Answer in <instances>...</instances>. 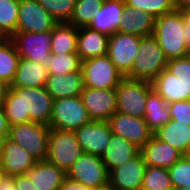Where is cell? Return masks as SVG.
<instances>
[{
  "label": "cell",
  "mask_w": 190,
  "mask_h": 190,
  "mask_svg": "<svg viewBox=\"0 0 190 190\" xmlns=\"http://www.w3.org/2000/svg\"><path fill=\"white\" fill-rule=\"evenodd\" d=\"M53 100L45 87H9L3 109L10 126L29 121L49 126Z\"/></svg>",
  "instance_id": "obj_1"
},
{
  "label": "cell",
  "mask_w": 190,
  "mask_h": 190,
  "mask_svg": "<svg viewBox=\"0 0 190 190\" xmlns=\"http://www.w3.org/2000/svg\"><path fill=\"white\" fill-rule=\"evenodd\" d=\"M153 36L168 60L188 56L190 50L185 44L187 22L181 11L175 9L155 18Z\"/></svg>",
  "instance_id": "obj_2"
},
{
  "label": "cell",
  "mask_w": 190,
  "mask_h": 190,
  "mask_svg": "<svg viewBox=\"0 0 190 190\" xmlns=\"http://www.w3.org/2000/svg\"><path fill=\"white\" fill-rule=\"evenodd\" d=\"M168 59L153 35L144 36L131 72L126 76L132 80L152 82L167 66Z\"/></svg>",
  "instance_id": "obj_3"
},
{
  "label": "cell",
  "mask_w": 190,
  "mask_h": 190,
  "mask_svg": "<svg viewBox=\"0 0 190 190\" xmlns=\"http://www.w3.org/2000/svg\"><path fill=\"white\" fill-rule=\"evenodd\" d=\"M49 130L46 124L29 121L11 125L8 138L41 161L48 156Z\"/></svg>",
  "instance_id": "obj_4"
},
{
  "label": "cell",
  "mask_w": 190,
  "mask_h": 190,
  "mask_svg": "<svg viewBox=\"0 0 190 190\" xmlns=\"http://www.w3.org/2000/svg\"><path fill=\"white\" fill-rule=\"evenodd\" d=\"M83 153L74 131L50 128L46 160L67 172Z\"/></svg>",
  "instance_id": "obj_5"
},
{
  "label": "cell",
  "mask_w": 190,
  "mask_h": 190,
  "mask_svg": "<svg viewBox=\"0 0 190 190\" xmlns=\"http://www.w3.org/2000/svg\"><path fill=\"white\" fill-rule=\"evenodd\" d=\"M152 89V84L149 81L132 80L125 77L115 88L117 95L116 112L144 118L148 93Z\"/></svg>",
  "instance_id": "obj_6"
},
{
  "label": "cell",
  "mask_w": 190,
  "mask_h": 190,
  "mask_svg": "<svg viewBox=\"0 0 190 190\" xmlns=\"http://www.w3.org/2000/svg\"><path fill=\"white\" fill-rule=\"evenodd\" d=\"M91 121L81 96L53 100L50 128L74 131Z\"/></svg>",
  "instance_id": "obj_7"
},
{
  "label": "cell",
  "mask_w": 190,
  "mask_h": 190,
  "mask_svg": "<svg viewBox=\"0 0 190 190\" xmlns=\"http://www.w3.org/2000/svg\"><path fill=\"white\" fill-rule=\"evenodd\" d=\"M84 87L112 89L125 78L108 55L88 58L82 61Z\"/></svg>",
  "instance_id": "obj_8"
},
{
  "label": "cell",
  "mask_w": 190,
  "mask_h": 190,
  "mask_svg": "<svg viewBox=\"0 0 190 190\" xmlns=\"http://www.w3.org/2000/svg\"><path fill=\"white\" fill-rule=\"evenodd\" d=\"M69 177L91 189L109 183V172L100 156L83 153L66 172Z\"/></svg>",
  "instance_id": "obj_9"
},
{
  "label": "cell",
  "mask_w": 190,
  "mask_h": 190,
  "mask_svg": "<svg viewBox=\"0 0 190 190\" xmlns=\"http://www.w3.org/2000/svg\"><path fill=\"white\" fill-rule=\"evenodd\" d=\"M141 38L134 34L118 31L109 35L107 55L125 77L132 70Z\"/></svg>",
  "instance_id": "obj_10"
},
{
  "label": "cell",
  "mask_w": 190,
  "mask_h": 190,
  "mask_svg": "<svg viewBox=\"0 0 190 190\" xmlns=\"http://www.w3.org/2000/svg\"><path fill=\"white\" fill-rule=\"evenodd\" d=\"M10 38L21 58L43 64L51 55V31L15 32Z\"/></svg>",
  "instance_id": "obj_11"
},
{
  "label": "cell",
  "mask_w": 190,
  "mask_h": 190,
  "mask_svg": "<svg viewBox=\"0 0 190 190\" xmlns=\"http://www.w3.org/2000/svg\"><path fill=\"white\" fill-rule=\"evenodd\" d=\"M80 96L92 121H108L116 113L117 95L115 88L84 87Z\"/></svg>",
  "instance_id": "obj_12"
},
{
  "label": "cell",
  "mask_w": 190,
  "mask_h": 190,
  "mask_svg": "<svg viewBox=\"0 0 190 190\" xmlns=\"http://www.w3.org/2000/svg\"><path fill=\"white\" fill-rule=\"evenodd\" d=\"M56 24L37 0H20L17 32H48L52 31Z\"/></svg>",
  "instance_id": "obj_13"
},
{
  "label": "cell",
  "mask_w": 190,
  "mask_h": 190,
  "mask_svg": "<svg viewBox=\"0 0 190 190\" xmlns=\"http://www.w3.org/2000/svg\"><path fill=\"white\" fill-rule=\"evenodd\" d=\"M107 122L112 133L130 141L140 149L153 136V133L147 128L144 118L116 112Z\"/></svg>",
  "instance_id": "obj_14"
},
{
  "label": "cell",
  "mask_w": 190,
  "mask_h": 190,
  "mask_svg": "<svg viewBox=\"0 0 190 190\" xmlns=\"http://www.w3.org/2000/svg\"><path fill=\"white\" fill-rule=\"evenodd\" d=\"M84 153L102 156L109 143L112 131L107 121H91L74 130Z\"/></svg>",
  "instance_id": "obj_15"
},
{
  "label": "cell",
  "mask_w": 190,
  "mask_h": 190,
  "mask_svg": "<svg viewBox=\"0 0 190 190\" xmlns=\"http://www.w3.org/2000/svg\"><path fill=\"white\" fill-rule=\"evenodd\" d=\"M146 163L141 152L109 172V185L115 190H141Z\"/></svg>",
  "instance_id": "obj_16"
},
{
  "label": "cell",
  "mask_w": 190,
  "mask_h": 190,
  "mask_svg": "<svg viewBox=\"0 0 190 190\" xmlns=\"http://www.w3.org/2000/svg\"><path fill=\"white\" fill-rule=\"evenodd\" d=\"M0 160L3 174L9 176L26 174L37 162L31 154L8 137L4 139Z\"/></svg>",
  "instance_id": "obj_17"
},
{
  "label": "cell",
  "mask_w": 190,
  "mask_h": 190,
  "mask_svg": "<svg viewBox=\"0 0 190 190\" xmlns=\"http://www.w3.org/2000/svg\"><path fill=\"white\" fill-rule=\"evenodd\" d=\"M124 6V0H105L87 27L112 35L118 31L122 23Z\"/></svg>",
  "instance_id": "obj_18"
},
{
  "label": "cell",
  "mask_w": 190,
  "mask_h": 190,
  "mask_svg": "<svg viewBox=\"0 0 190 190\" xmlns=\"http://www.w3.org/2000/svg\"><path fill=\"white\" fill-rule=\"evenodd\" d=\"M152 88L166 101L190 100V82L170 73L166 68L151 82Z\"/></svg>",
  "instance_id": "obj_19"
},
{
  "label": "cell",
  "mask_w": 190,
  "mask_h": 190,
  "mask_svg": "<svg viewBox=\"0 0 190 190\" xmlns=\"http://www.w3.org/2000/svg\"><path fill=\"white\" fill-rule=\"evenodd\" d=\"M141 154L146 165L167 169L183 156L179 150L154 135L141 148Z\"/></svg>",
  "instance_id": "obj_20"
},
{
  "label": "cell",
  "mask_w": 190,
  "mask_h": 190,
  "mask_svg": "<svg viewBox=\"0 0 190 190\" xmlns=\"http://www.w3.org/2000/svg\"><path fill=\"white\" fill-rule=\"evenodd\" d=\"M45 88L54 100L80 96L84 89L83 72L78 70L65 75L49 74Z\"/></svg>",
  "instance_id": "obj_21"
},
{
  "label": "cell",
  "mask_w": 190,
  "mask_h": 190,
  "mask_svg": "<svg viewBox=\"0 0 190 190\" xmlns=\"http://www.w3.org/2000/svg\"><path fill=\"white\" fill-rule=\"evenodd\" d=\"M26 174L36 190H58L66 178V172L48 160L37 161Z\"/></svg>",
  "instance_id": "obj_22"
},
{
  "label": "cell",
  "mask_w": 190,
  "mask_h": 190,
  "mask_svg": "<svg viewBox=\"0 0 190 190\" xmlns=\"http://www.w3.org/2000/svg\"><path fill=\"white\" fill-rule=\"evenodd\" d=\"M140 152L141 149L139 147L121 136L112 133L111 139L101 158L108 172H110L124 162L136 157Z\"/></svg>",
  "instance_id": "obj_23"
},
{
  "label": "cell",
  "mask_w": 190,
  "mask_h": 190,
  "mask_svg": "<svg viewBox=\"0 0 190 190\" xmlns=\"http://www.w3.org/2000/svg\"><path fill=\"white\" fill-rule=\"evenodd\" d=\"M109 35L90 29L78 27L77 54L83 61L88 58L107 55Z\"/></svg>",
  "instance_id": "obj_24"
},
{
  "label": "cell",
  "mask_w": 190,
  "mask_h": 190,
  "mask_svg": "<svg viewBox=\"0 0 190 190\" xmlns=\"http://www.w3.org/2000/svg\"><path fill=\"white\" fill-rule=\"evenodd\" d=\"M48 69L41 63L20 58L15 78L9 87H45Z\"/></svg>",
  "instance_id": "obj_25"
},
{
  "label": "cell",
  "mask_w": 190,
  "mask_h": 190,
  "mask_svg": "<svg viewBox=\"0 0 190 190\" xmlns=\"http://www.w3.org/2000/svg\"><path fill=\"white\" fill-rule=\"evenodd\" d=\"M155 18L144 11L125 4L122 23L118 32L134 34L140 37L153 35Z\"/></svg>",
  "instance_id": "obj_26"
},
{
  "label": "cell",
  "mask_w": 190,
  "mask_h": 190,
  "mask_svg": "<svg viewBox=\"0 0 190 190\" xmlns=\"http://www.w3.org/2000/svg\"><path fill=\"white\" fill-rule=\"evenodd\" d=\"M144 119L147 128L152 133L171 121L168 104L154 89L148 93L144 110Z\"/></svg>",
  "instance_id": "obj_27"
},
{
  "label": "cell",
  "mask_w": 190,
  "mask_h": 190,
  "mask_svg": "<svg viewBox=\"0 0 190 190\" xmlns=\"http://www.w3.org/2000/svg\"><path fill=\"white\" fill-rule=\"evenodd\" d=\"M153 135L157 139L167 142L184 155L190 141V126L171 120L154 132Z\"/></svg>",
  "instance_id": "obj_28"
},
{
  "label": "cell",
  "mask_w": 190,
  "mask_h": 190,
  "mask_svg": "<svg viewBox=\"0 0 190 190\" xmlns=\"http://www.w3.org/2000/svg\"><path fill=\"white\" fill-rule=\"evenodd\" d=\"M78 27L57 23L51 31V54L77 52Z\"/></svg>",
  "instance_id": "obj_29"
},
{
  "label": "cell",
  "mask_w": 190,
  "mask_h": 190,
  "mask_svg": "<svg viewBox=\"0 0 190 190\" xmlns=\"http://www.w3.org/2000/svg\"><path fill=\"white\" fill-rule=\"evenodd\" d=\"M20 56L11 38H0V80L8 86L15 78Z\"/></svg>",
  "instance_id": "obj_30"
},
{
  "label": "cell",
  "mask_w": 190,
  "mask_h": 190,
  "mask_svg": "<svg viewBox=\"0 0 190 190\" xmlns=\"http://www.w3.org/2000/svg\"><path fill=\"white\" fill-rule=\"evenodd\" d=\"M43 65L48 69L49 74L65 75L70 72L82 70V60L77 52L66 54H51Z\"/></svg>",
  "instance_id": "obj_31"
},
{
  "label": "cell",
  "mask_w": 190,
  "mask_h": 190,
  "mask_svg": "<svg viewBox=\"0 0 190 190\" xmlns=\"http://www.w3.org/2000/svg\"><path fill=\"white\" fill-rule=\"evenodd\" d=\"M20 0H0V38H10L17 32Z\"/></svg>",
  "instance_id": "obj_32"
},
{
  "label": "cell",
  "mask_w": 190,
  "mask_h": 190,
  "mask_svg": "<svg viewBox=\"0 0 190 190\" xmlns=\"http://www.w3.org/2000/svg\"><path fill=\"white\" fill-rule=\"evenodd\" d=\"M141 190H174L168 169L147 165Z\"/></svg>",
  "instance_id": "obj_33"
},
{
  "label": "cell",
  "mask_w": 190,
  "mask_h": 190,
  "mask_svg": "<svg viewBox=\"0 0 190 190\" xmlns=\"http://www.w3.org/2000/svg\"><path fill=\"white\" fill-rule=\"evenodd\" d=\"M103 2L104 0H76L69 24L75 27L88 26Z\"/></svg>",
  "instance_id": "obj_34"
},
{
  "label": "cell",
  "mask_w": 190,
  "mask_h": 190,
  "mask_svg": "<svg viewBox=\"0 0 190 190\" xmlns=\"http://www.w3.org/2000/svg\"><path fill=\"white\" fill-rule=\"evenodd\" d=\"M57 23H69L76 0H37Z\"/></svg>",
  "instance_id": "obj_35"
},
{
  "label": "cell",
  "mask_w": 190,
  "mask_h": 190,
  "mask_svg": "<svg viewBox=\"0 0 190 190\" xmlns=\"http://www.w3.org/2000/svg\"><path fill=\"white\" fill-rule=\"evenodd\" d=\"M125 4L151 14L154 18L173 12L175 0H124Z\"/></svg>",
  "instance_id": "obj_36"
},
{
  "label": "cell",
  "mask_w": 190,
  "mask_h": 190,
  "mask_svg": "<svg viewBox=\"0 0 190 190\" xmlns=\"http://www.w3.org/2000/svg\"><path fill=\"white\" fill-rule=\"evenodd\" d=\"M168 172L174 189L190 187V158L182 156Z\"/></svg>",
  "instance_id": "obj_37"
},
{
  "label": "cell",
  "mask_w": 190,
  "mask_h": 190,
  "mask_svg": "<svg viewBox=\"0 0 190 190\" xmlns=\"http://www.w3.org/2000/svg\"><path fill=\"white\" fill-rule=\"evenodd\" d=\"M166 69L175 76L190 82V57L173 58L167 61Z\"/></svg>",
  "instance_id": "obj_38"
},
{
  "label": "cell",
  "mask_w": 190,
  "mask_h": 190,
  "mask_svg": "<svg viewBox=\"0 0 190 190\" xmlns=\"http://www.w3.org/2000/svg\"><path fill=\"white\" fill-rule=\"evenodd\" d=\"M171 120L190 126V100L173 101L168 104Z\"/></svg>",
  "instance_id": "obj_39"
},
{
  "label": "cell",
  "mask_w": 190,
  "mask_h": 190,
  "mask_svg": "<svg viewBox=\"0 0 190 190\" xmlns=\"http://www.w3.org/2000/svg\"><path fill=\"white\" fill-rule=\"evenodd\" d=\"M15 185L18 190H36L27 174L16 175Z\"/></svg>",
  "instance_id": "obj_40"
},
{
  "label": "cell",
  "mask_w": 190,
  "mask_h": 190,
  "mask_svg": "<svg viewBox=\"0 0 190 190\" xmlns=\"http://www.w3.org/2000/svg\"><path fill=\"white\" fill-rule=\"evenodd\" d=\"M58 190H93L85 185L75 181L69 177H66L62 183V185L58 188Z\"/></svg>",
  "instance_id": "obj_41"
},
{
  "label": "cell",
  "mask_w": 190,
  "mask_h": 190,
  "mask_svg": "<svg viewBox=\"0 0 190 190\" xmlns=\"http://www.w3.org/2000/svg\"><path fill=\"white\" fill-rule=\"evenodd\" d=\"M10 125L5 115L3 106H0V137L4 139L9 135Z\"/></svg>",
  "instance_id": "obj_42"
},
{
  "label": "cell",
  "mask_w": 190,
  "mask_h": 190,
  "mask_svg": "<svg viewBox=\"0 0 190 190\" xmlns=\"http://www.w3.org/2000/svg\"><path fill=\"white\" fill-rule=\"evenodd\" d=\"M0 190H18L15 185V176L3 174L0 178Z\"/></svg>",
  "instance_id": "obj_43"
},
{
  "label": "cell",
  "mask_w": 190,
  "mask_h": 190,
  "mask_svg": "<svg viewBox=\"0 0 190 190\" xmlns=\"http://www.w3.org/2000/svg\"><path fill=\"white\" fill-rule=\"evenodd\" d=\"M176 10H188L190 9V0H175Z\"/></svg>",
  "instance_id": "obj_44"
},
{
  "label": "cell",
  "mask_w": 190,
  "mask_h": 190,
  "mask_svg": "<svg viewBox=\"0 0 190 190\" xmlns=\"http://www.w3.org/2000/svg\"><path fill=\"white\" fill-rule=\"evenodd\" d=\"M9 86L0 80V106H3L5 100V94Z\"/></svg>",
  "instance_id": "obj_45"
},
{
  "label": "cell",
  "mask_w": 190,
  "mask_h": 190,
  "mask_svg": "<svg viewBox=\"0 0 190 190\" xmlns=\"http://www.w3.org/2000/svg\"><path fill=\"white\" fill-rule=\"evenodd\" d=\"M183 14L184 20L190 25V9L188 10H178Z\"/></svg>",
  "instance_id": "obj_46"
},
{
  "label": "cell",
  "mask_w": 190,
  "mask_h": 190,
  "mask_svg": "<svg viewBox=\"0 0 190 190\" xmlns=\"http://www.w3.org/2000/svg\"><path fill=\"white\" fill-rule=\"evenodd\" d=\"M185 44L190 50V25L187 23V37L185 38Z\"/></svg>",
  "instance_id": "obj_47"
},
{
  "label": "cell",
  "mask_w": 190,
  "mask_h": 190,
  "mask_svg": "<svg viewBox=\"0 0 190 190\" xmlns=\"http://www.w3.org/2000/svg\"><path fill=\"white\" fill-rule=\"evenodd\" d=\"M93 190H115L114 188H112L109 184L103 186V187H100V188H97V189H93Z\"/></svg>",
  "instance_id": "obj_48"
},
{
  "label": "cell",
  "mask_w": 190,
  "mask_h": 190,
  "mask_svg": "<svg viewBox=\"0 0 190 190\" xmlns=\"http://www.w3.org/2000/svg\"><path fill=\"white\" fill-rule=\"evenodd\" d=\"M183 156L190 158V141H189V144L187 146L186 153Z\"/></svg>",
  "instance_id": "obj_49"
},
{
  "label": "cell",
  "mask_w": 190,
  "mask_h": 190,
  "mask_svg": "<svg viewBox=\"0 0 190 190\" xmlns=\"http://www.w3.org/2000/svg\"><path fill=\"white\" fill-rule=\"evenodd\" d=\"M3 142H4V138L0 137V159H1V155H2Z\"/></svg>",
  "instance_id": "obj_50"
},
{
  "label": "cell",
  "mask_w": 190,
  "mask_h": 190,
  "mask_svg": "<svg viewBox=\"0 0 190 190\" xmlns=\"http://www.w3.org/2000/svg\"><path fill=\"white\" fill-rule=\"evenodd\" d=\"M3 176V169H2V165H1V160H0V178Z\"/></svg>",
  "instance_id": "obj_51"
},
{
  "label": "cell",
  "mask_w": 190,
  "mask_h": 190,
  "mask_svg": "<svg viewBox=\"0 0 190 190\" xmlns=\"http://www.w3.org/2000/svg\"><path fill=\"white\" fill-rule=\"evenodd\" d=\"M174 190H190V187H181V188L174 189Z\"/></svg>",
  "instance_id": "obj_52"
}]
</instances>
